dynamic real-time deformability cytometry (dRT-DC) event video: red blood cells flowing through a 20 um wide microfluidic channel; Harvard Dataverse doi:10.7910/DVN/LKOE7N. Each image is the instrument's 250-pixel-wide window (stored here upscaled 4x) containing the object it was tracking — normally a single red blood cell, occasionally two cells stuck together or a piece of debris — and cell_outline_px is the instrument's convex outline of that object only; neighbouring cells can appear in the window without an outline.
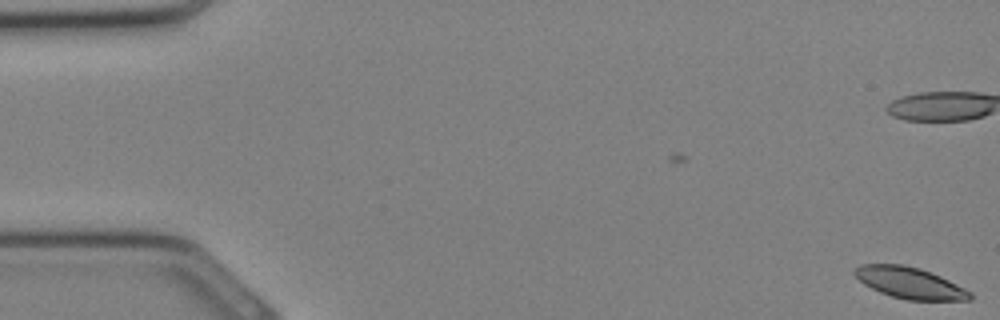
{"species": "Egyptian fruit bat (a non-hibernating species)", "species_latin": "Rousettus aegyptiacus", "temperature_condition": "cold", "stored_images_in_passage": 3, "camera_frame_rate_fps": 3000, "um_per_image_px": 0.085, "animal": {"sex": "female"}, "frame": {"image": 1, "passage_image": 3, "time_ms": 0.667, "image_size_px": [1000, 320], "cell_outline_px": [[972, 300], [908, 300], [892, 296], [880, 292], [864, 284], [852, 272], [852, 268], [860, 264], [904, 264], [920, 268], [940, 276], [972, 292]], "centroid_in_image_um": [77.31, 24.03], "position_along_channel_um": 7.7, "area_um2": 21.04}}